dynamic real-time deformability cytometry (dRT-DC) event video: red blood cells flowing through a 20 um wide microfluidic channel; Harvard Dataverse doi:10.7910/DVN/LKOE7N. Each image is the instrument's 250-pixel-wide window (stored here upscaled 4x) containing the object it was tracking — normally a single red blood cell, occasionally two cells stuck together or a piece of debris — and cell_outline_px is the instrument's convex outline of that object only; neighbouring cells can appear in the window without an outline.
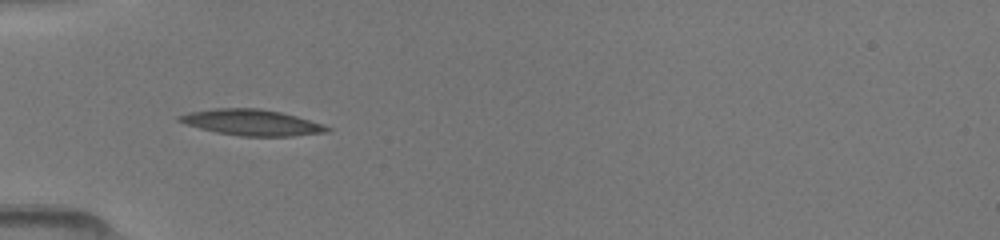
{"species": "common noctule bat (a hibernating species)", "species_latin": "Nyctalus noctula", "temperature_condition": "room temperature", "stored_images_in_passage": 33, "camera_frame_rate_fps": 3000, "um_per_image_px": 0.085, "animal": {"sex": "female", "body_mass_g": 19.5, "forearm_length_mm": 54.1}, "frame": {"image": 1, "passage_image": 1, "time_ms": 0.0, "image_size_px": [1000, 240], "cell_outline_px": [[332, 128], [328, 132], [292, 136], [240, 136], [216, 132], [184, 124], [176, 120], [176, 116], [188, 112], [212, 108], [260, 108], [280, 112], [296, 116]], "centroid_in_image_um": [21.32, 10.4], "position_along_channel_um": 63.7, "area_um2": 22.37}}
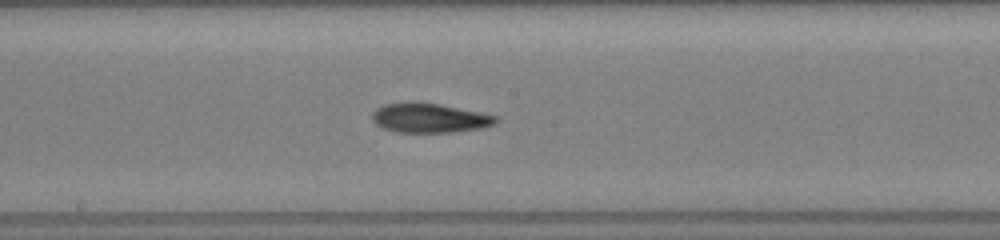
{"frame": {"image": 2, "passage_image": 12, "time_ms": 3.667, "image_size_px": [1000, 240], "cell_outline_px": [[500, 120], [496, 124], [480, 128], [452, 132], [396, 132], [384, 128], [376, 124], [372, 120], [372, 112], [376, 108], [384, 104], [412, 100], [436, 104], [500, 116]], "centroid_in_image_um": [36.49, 10.01], "position_along_channel_um": 211.7, "area_um2": 21.39}}
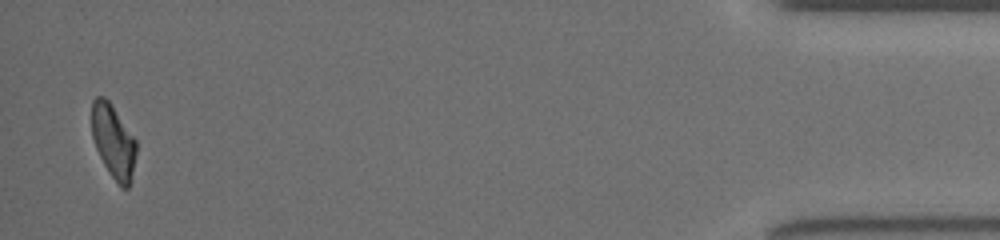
{"frame": {"image": 3, "passage_image": 33, "time_ms": 10.667, "image_size_px": [1000, 240], "cell_outline_px": [[136, 152], [132, 172], [128, 188], [120, 188], [104, 164], [96, 148], [92, 136], [92, 100], [96, 96], [104, 96], [112, 104], [136, 140]], "centroid_in_image_um": [9.62, 11.98], "position_along_channel_um": 425.6, "area_um2": 18.9}}